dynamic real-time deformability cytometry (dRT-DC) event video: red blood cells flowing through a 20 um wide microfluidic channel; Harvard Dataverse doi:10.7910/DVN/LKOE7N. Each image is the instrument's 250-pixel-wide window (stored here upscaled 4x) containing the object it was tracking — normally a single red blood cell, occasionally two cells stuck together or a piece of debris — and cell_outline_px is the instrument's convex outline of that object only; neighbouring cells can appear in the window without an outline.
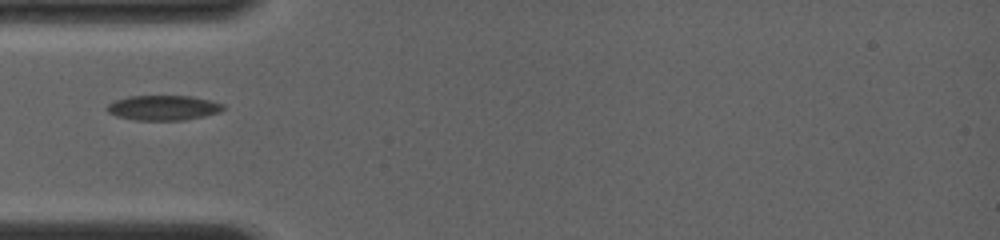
{"species": "common noctule bat (a hibernating species)", "species_latin": "Nyctalus noctula", "temperature_condition": "room temperature", "stored_images_in_passage": 10, "camera_frame_rate_fps": 4000, "um_per_image_px": 0.085, "animal": {"sex": "female", "body_mass_g": 19.0, "forearm_length_mm": 56.7}, "frame": {"image": 1, "passage_image": 1, "time_ms": 0.0, "image_size_px": [1000, 240], "cell_outline_px": [[224, 108], [220, 112], [204, 116], [184, 120], [136, 120], [116, 116], [108, 112], [104, 108], [108, 104], [116, 100], [128, 96], [192, 96], [224, 104]], "centroid_in_image_um": [13.86, 9.16], "position_along_channel_um": 71.1, "area_um2": 16.88}}
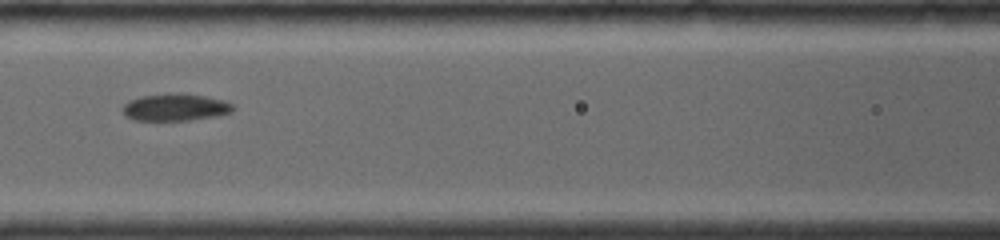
{"frame": {"image": 2, "passage_image": 6, "time_ms": 2.0, "image_size_px": [1000, 240], "cell_outline_px": [[236, 108], [232, 112], [220, 116], [192, 120], [136, 120], [124, 116], [120, 108], [128, 100], [140, 96], [176, 92], [204, 96], [224, 100], [232, 104]], "centroid_in_image_um": [14.9, 9.12], "position_along_channel_um": 151.7, "area_um2": 17.86}}
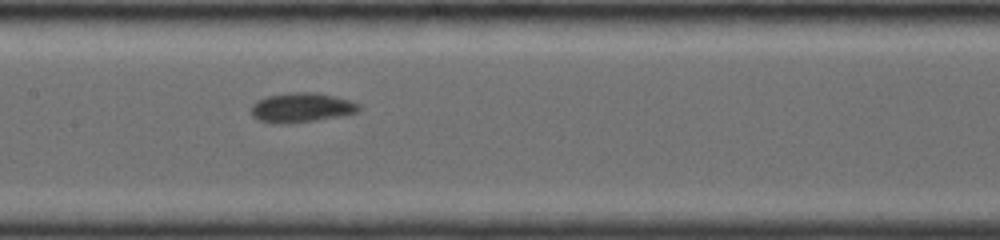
{"frame": {"image": 3, "passage_image": 10, "time_ms": 2.75, "image_size_px": [1000, 240], "cell_outline_px": [[360, 108], [356, 112], [344, 116], [316, 120], [284, 124], [272, 124], [256, 120], [252, 116], [252, 104], [256, 100], [268, 96], [288, 92], [316, 92], [336, 96], [360, 104]], "centroid_in_image_um": [25.6, 9.15], "position_along_channel_um": 181.8, "area_um2": 18.84}}